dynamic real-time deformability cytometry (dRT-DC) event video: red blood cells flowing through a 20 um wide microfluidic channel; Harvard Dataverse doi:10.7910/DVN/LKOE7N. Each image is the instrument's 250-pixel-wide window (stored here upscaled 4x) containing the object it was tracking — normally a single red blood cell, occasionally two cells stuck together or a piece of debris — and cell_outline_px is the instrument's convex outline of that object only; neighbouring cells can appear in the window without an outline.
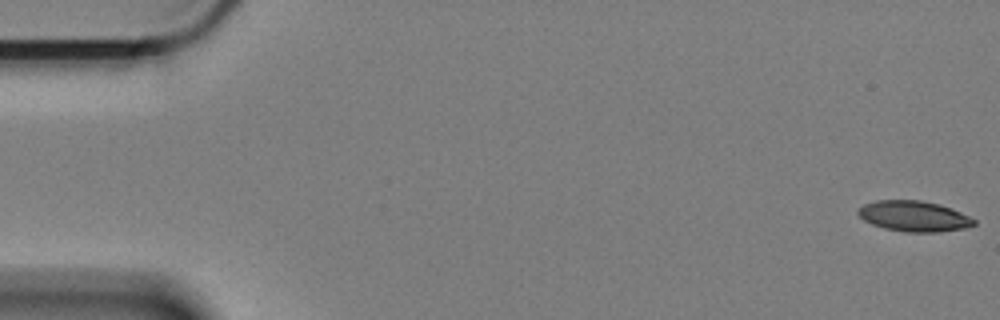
{"species": "Egyptian fruit bat (a non-hibernating species)", "species_latin": "Rousettus aegyptiacus", "temperature_condition": "cold", "stored_images_in_passage": 8, "camera_frame_rate_fps": 3000, "um_per_image_px": 0.085, "animal": {"sex": "female"}, "frame": {"image": 1, "passage_image": 1, "time_ms": 0.0, "image_size_px": [1000, 320], "cell_outline_px": [[976, 224], [964, 228], [936, 232], [904, 232], [884, 228], [872, 224], [864, 220], [856, 212], [864, 204], [876, 200], [920, 200], [940, 204], [952, 208], [976, 220]], "centroid_in_image_um": [77.68, 18.37], "position_along_channel_um": 7.3, "area_um2": 20.63}}